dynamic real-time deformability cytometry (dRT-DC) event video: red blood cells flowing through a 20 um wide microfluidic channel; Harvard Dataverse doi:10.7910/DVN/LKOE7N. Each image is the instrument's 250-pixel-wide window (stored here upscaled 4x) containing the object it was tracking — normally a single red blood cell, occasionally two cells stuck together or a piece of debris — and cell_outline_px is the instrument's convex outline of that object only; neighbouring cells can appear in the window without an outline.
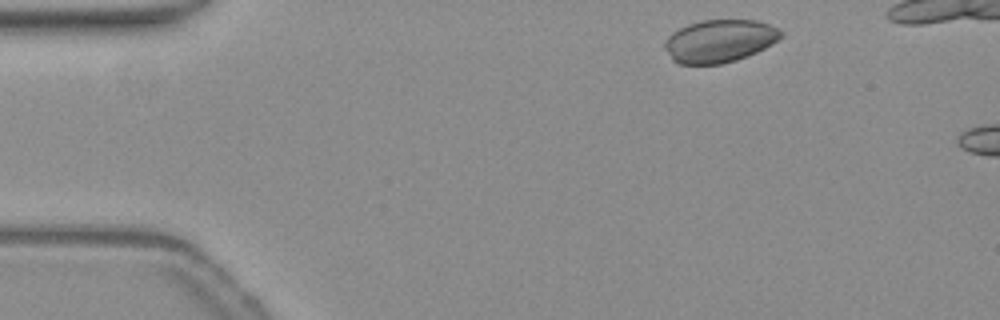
{"species": "common noctule bat (a hibernating species)", "species_latin": "Nyctalus noctula", "temperature_condition": "warm", "stored_images_in_passage": 6, "camera_frame_rate_fps": 3000, "um_per_image_px": 0.085, "animal": {"sex": "female", "body_mass_g": 19.3, "forearm_length_mm": 54.1}, "frame": {"image": 1, "passage_image": 2, "time_ms": 0.333, "image_size_px": [1000, 320], "cell_outline_px": [[784, 36], [764, 48], [748, 56], [736, 60], [720, 64], [680, 64], [672, 60], [664, 48], [664, 40], [672, 32], [688, 24], [700, 20], [756, 20], [768, 24], [784, 32]], "centroid_in_image_um": [61.14, 3.48], "position_along_channel_um": 23.9, "area_um2": 29.02}}